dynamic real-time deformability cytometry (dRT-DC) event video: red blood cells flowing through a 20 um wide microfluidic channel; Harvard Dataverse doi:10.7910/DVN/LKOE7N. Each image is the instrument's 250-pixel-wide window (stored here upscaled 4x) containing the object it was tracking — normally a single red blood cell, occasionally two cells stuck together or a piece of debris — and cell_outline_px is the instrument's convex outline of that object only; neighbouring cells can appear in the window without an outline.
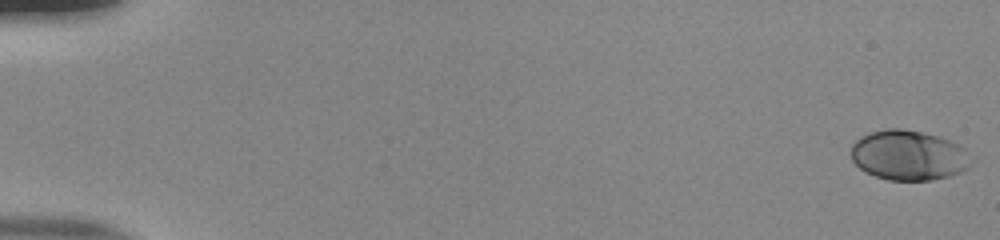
{"species": "human", "species_latin": "Homo sapiens", "temperature_condition": "room temperature", "stored_images_in_passage": 54, "camera_frame_rate_fps": 3000, "um_per_image_px": 0.085, "donor": {"sex": "male"}, "frame": {"image": 1, "passage_image": 1, "time_ms": 0.0, "image_size_px": [1000, 240], "cell_outline_px": [[976, 160], [968, 168], [960, 172], [948, 176], [932, 180], [888, 180], [876, 176], [860, 168], [852, 160], [852, 144], [860, 136], [868, 132], [884, 128], [900, 128], [920, 132], [936, 136], [960, 144]], "centroid_in_image_um": [77.27, 13.19], "position_along_channel_um": 7.7, "area_um2": 35.2}}
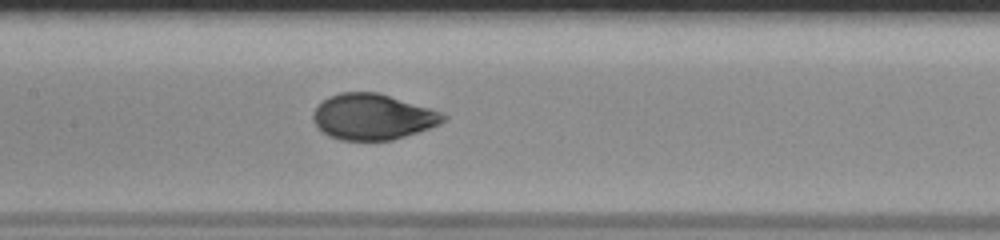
{"frame": {"image": 2, "passage_image": 28, "time_ms": 9.0, "image_size_px": [1000, 240], "cell_outline_px": [[448, 116], [440, 124], [392, 140], [340, 140], [328, 136], [312, 120], [312, 112], [328, 96], [340, 92], [376, 92], [432, 108]], "centroid_in_image_um": [31.67, 9.92], "position_along_channel_um": 175.7, "area_um2": 34.56}}
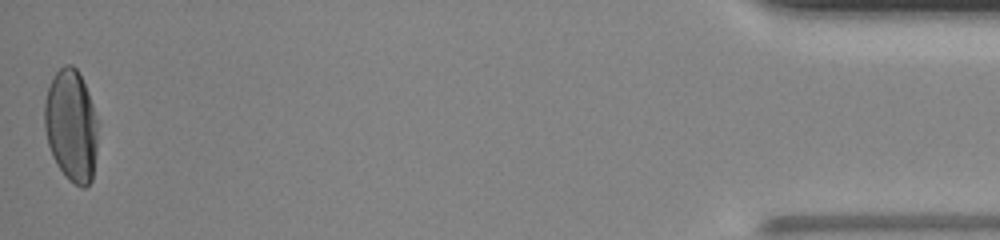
{"frame": {"image": 3, "passage_image": 54, "time_ms": 17.667, "image_size_px": [1000, 240], "cell_outline_px": [[96, 152], [92, 180], [84, 188], [80, 188], [68, 180], [56, 164], [52, 156], [48, 144], [44, 128], [44, 100], [48, 88], [56, 72], [64, 64], [72, 64], [76, 68], [88, 92], [92, 104], [96, 120]], "centroid_in_image_um": [6.03, 10.7], "position_along_channel_um": 429.2, "area_um2": 34.74}, "authors_computed_cell_mechanics": {"area_um2": 34.5644, "velocity_mm_per_s": 3.8782, "shape_relaxation_time_tau1_ms": 3.8397, "shape_relaxation_time_tau2_ms": null, "deformation_change_tau1": 0.1805, "deformation_change_tau2": null}}